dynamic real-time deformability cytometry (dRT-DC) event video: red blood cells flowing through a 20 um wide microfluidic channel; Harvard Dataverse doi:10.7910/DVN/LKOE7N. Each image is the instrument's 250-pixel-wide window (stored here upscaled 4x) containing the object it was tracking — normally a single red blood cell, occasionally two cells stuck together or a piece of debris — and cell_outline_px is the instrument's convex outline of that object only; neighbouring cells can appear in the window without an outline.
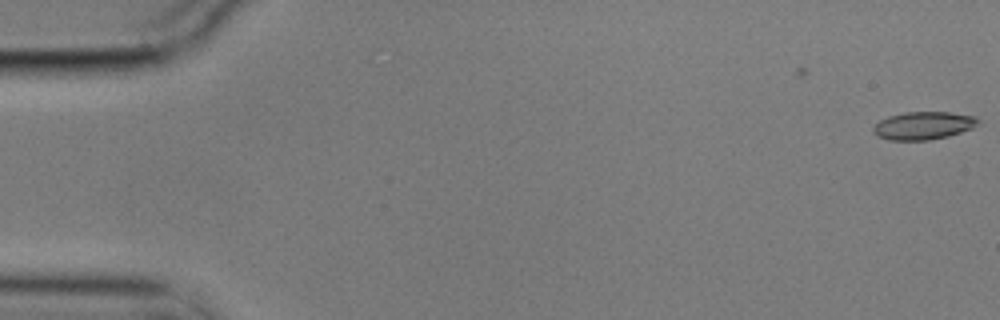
{"species": "common noctule bat (a hibernating species)", "species_latin": "Nyctalus noctula", "temperature_condition": "cold", "stored_images_in_passage": 5, "camera_frame_rate_fps": 3000, "um_per_image_px": 0.085, "animal": {"sex": "male", "body_mass_g": 17.9}, "frame": {"image": 1, "passage_image": 5, "time_ms": 1.333, "image_size_px": [1000, 320], "cell_outline_px": [[980, 120], [972, 128], [948, 136], [928, 140], [888, 140], [876, 136], [872, 132], [872, 128], [880, 120], [888, 116], [904, 112], [948, 112], [976, 116]], "centroid_in_image_um": [78.45, 10.67], "position_along_channel_um": 6.5, "area_um2": 17.05}}